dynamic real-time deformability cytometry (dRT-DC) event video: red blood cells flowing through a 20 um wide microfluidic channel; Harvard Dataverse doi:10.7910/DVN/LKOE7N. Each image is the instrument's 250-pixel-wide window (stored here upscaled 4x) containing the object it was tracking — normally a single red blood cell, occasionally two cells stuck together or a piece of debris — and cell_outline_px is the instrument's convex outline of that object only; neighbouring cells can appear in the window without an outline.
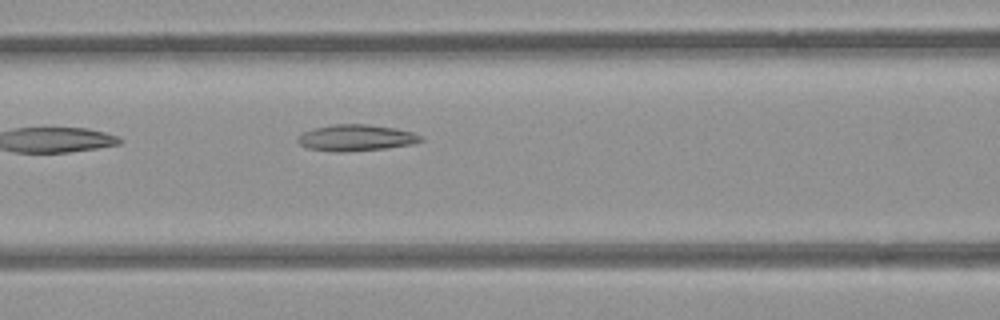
{"species": "common noctule bat (a hibernating species)", "species_latin": "Nyctalus noctula", "temperature_condition": "room temperature", "stored_images_in_passage": 32, "camera_frame_rate_fps": 3000, "um_per_image_px": 0.085, "animal": {"sex": "female", "body_mass_g": 21.9}, "frame": {"image": 1, "passage_image": 6, "time_ms": 1.667, "image_size_px": [1000, 320], "cell_outline_px": [[424, 140], [412, 144], [384, 148], [340, 152], [332, 152], [308, 148], [300, 144], [296, 140], [296, 136], [300, 132], [332, 124], [364, 124], [396, 128], [412, 132], [420, 136]], "centroid_in_image_um": [30.2, 11.71], "position_along_channel_um": 136.4, "area_um2": 18.84}}
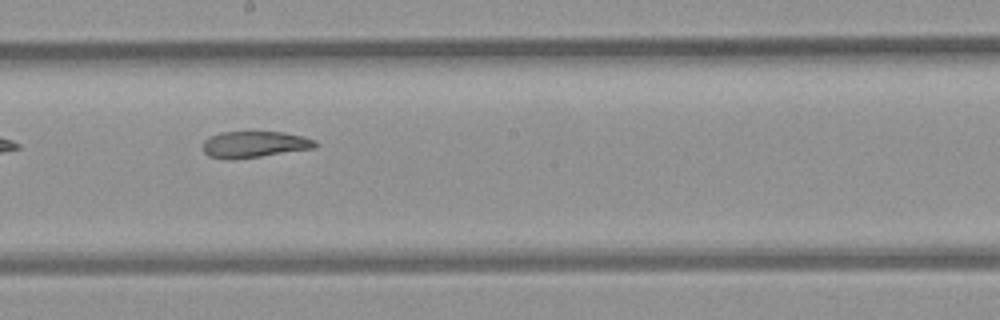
{"frame": {"image": 2, "passage_image": 13, "time_ms": 4.0, "image_size_px": [1000, 320], "cell_outline_px": [[316, 148], [260, 156], [208, 156], [204, 152], [204, 140], [220, 132], [284, 132], [304, 136], [316, 140]], "centroid_in_image_um": [21.73, 12.22], "position_along_channel_um": 226.5, "area_um2": 16.47}}
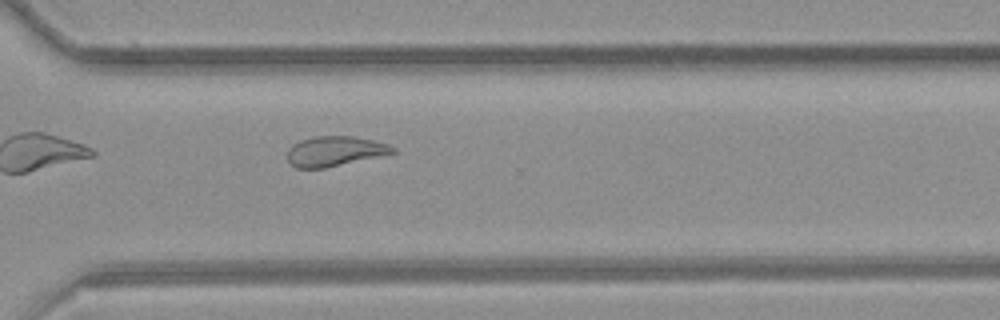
{"frame": {"image": 3, "passage_image": 22, "time_ms": 7.0, "image_size_px": [1000, 320], "cell_outline_px": [[396, 152], [380, 156], [324, 168], [296, 168], [288, 160], [288, 148], [292, 144], [300, 140], [316, 136], [352, 136], [372, 140], [388, 144], [396, 148]], "centroid_in_image_um": [28.45, 12.84], "position_along_channel_um": 342.2, "area_um2": 18.26}}